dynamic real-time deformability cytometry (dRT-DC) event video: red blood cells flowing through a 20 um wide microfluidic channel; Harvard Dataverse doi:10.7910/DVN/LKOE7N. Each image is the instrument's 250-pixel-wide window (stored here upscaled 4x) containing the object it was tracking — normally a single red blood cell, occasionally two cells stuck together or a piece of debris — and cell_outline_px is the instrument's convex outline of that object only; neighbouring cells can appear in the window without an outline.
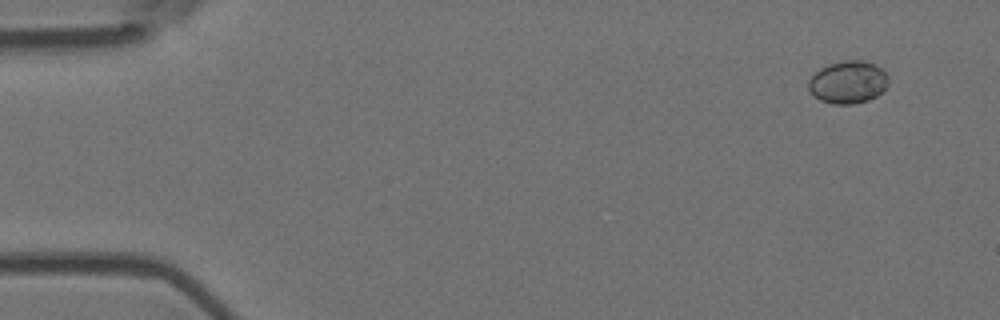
{"species": "Egyptian fruit bat (a non-hibernating species)", "species_latin": "Rousettus aegyptiacus", "temperature_condition": "room temperature", "stored_images_in_passage": 9, "camera_frame_rate_fps": 3000, "um_per_image_px": 0.085, "animal": {"sex": "female"}, "frame": {"image": 1, "passage_image": 2, "time_ms": 0.333, "image_size_px": [1000, 320], "cell_outline_px": [[888, 84], [884, 92], [868, 100], [852, 104], [832, 104], [820, 100], [812, 96], [808, 88], [808, 80], [820, 68], [828, 64], [844, 60], [864, 60], [880, 68], [888, 76]], "centroid_in_image_um": [72.07, 6.99], "position_along_channel_um": 12.9, "area_um2": 20.0}}
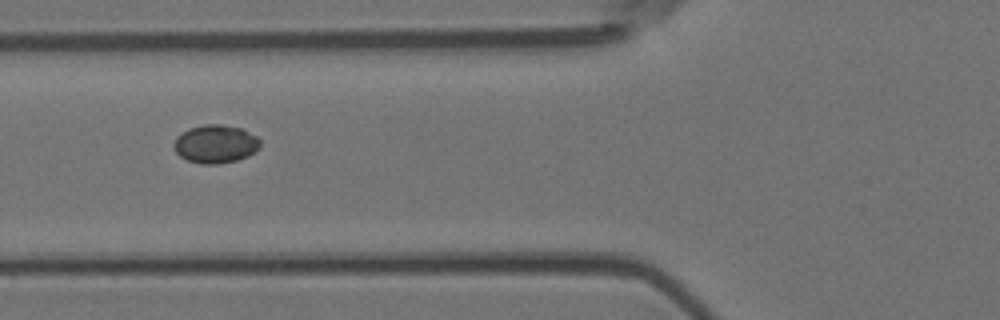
{"frame": {"image": 2, "passage_image": 7, "time_ms": 2.0, "image_size_px": [1000, 320], "cell_outline_px": [[260, 148], [248, 156], [236, 160], [216, 164], [200, 164], [188, 160], [180, 156], [176, 152], [172, 144], [176, 136], [188, 128], [204, 124], [220, 124], [244, 128], [256, 136], [260, 140]], "centroid_in_image_um": [18.31, 12.22], "position_along_channel_um": 107.5, "area_um2": 19.48}}
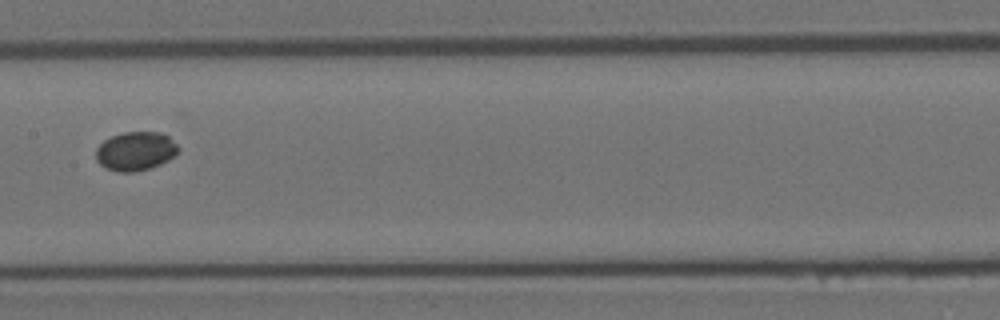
{"frame": {"image": 3, "passage_image": 9, "time_ms": 2.667, "image_size_px": [1000, 320], "cell_outline_px": [[180, 148], [176, 156], [160, 164], [148, 168], [132, 172], [116, 172], [100, 164], [96, 160], [96, 148], [104, 140], [112, 136], [124, 132], [160, 132], [168, 136]], "centroid_in_image_um": [11.53, 12.84], "position_along_channel_um": 195.9, "area_um2": 18.61}}